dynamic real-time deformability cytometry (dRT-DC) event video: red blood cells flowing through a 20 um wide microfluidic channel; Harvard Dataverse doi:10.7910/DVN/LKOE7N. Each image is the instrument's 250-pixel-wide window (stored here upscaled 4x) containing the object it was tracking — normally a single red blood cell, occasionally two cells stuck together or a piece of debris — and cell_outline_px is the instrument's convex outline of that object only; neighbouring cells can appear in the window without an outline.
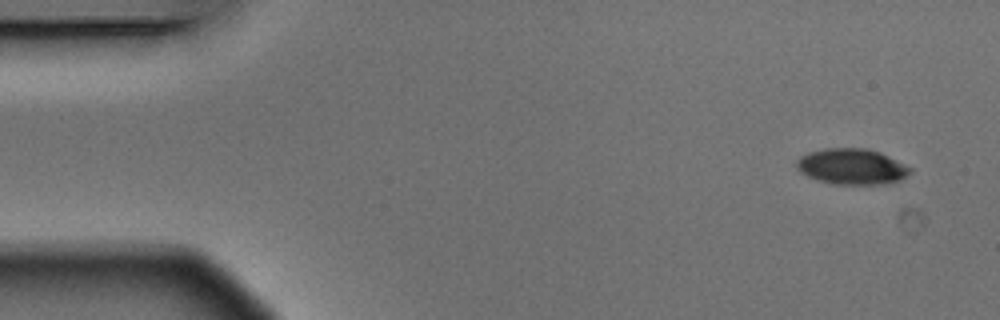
{"species": "Egyptian fruit bat (a non-hibernating species)", "species_latin": "Rousettus aegyptiacus", "temperature_condition": "warm", "stored_images_in_passage": 6, "camera_frame_rate_fps": 3000, "um_per_image_px": 0.085, "animal": {"sex": "male"}, "frame": {"image": 1, "passage_image": 1, "time_ms": 0.0, "image_size_px": [1000, 320], "cell_outline_px": [[912, 172], [900, 180], [880, 184], [832, 184], [808, 176], [800, 172], [796, 164], [796, 160], [800, 156], [808, 152], [824, 148], [868, 148], [880, 152], [912, 168]], "centroid_in_image_um": [72.4, 14.14], "position_along_channel_um": 12.6, "area_um2": 23.64}}
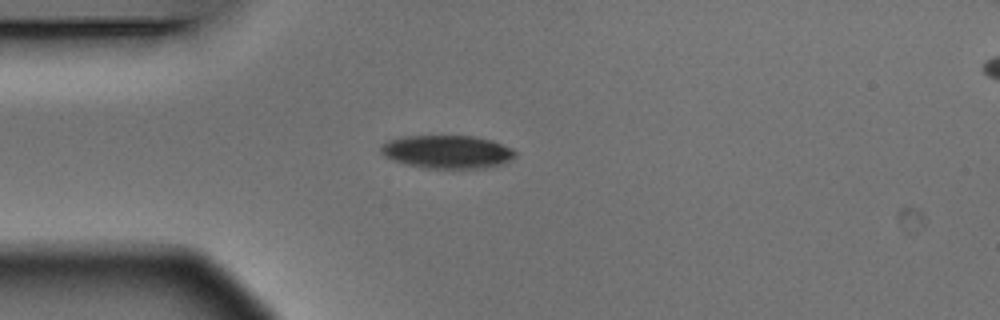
{"frame": {"image": 2, "passage_image": 4, "time_ms": 1.0, "image_size_px": [1000, 320], "cell_outline_px": [[516, 156], [500, 164], [484, 168], [424, 168], [408, 164], [384, 156], [380, 152], [380, 148], [388, 140], [400, 136], [472, 136], [492, 140], [512, 148], [516, 152]], "centroid_in_image_um": [38.01, 12.89], "position_along_channel_um": 47.0, "area_um2": 25.78}}